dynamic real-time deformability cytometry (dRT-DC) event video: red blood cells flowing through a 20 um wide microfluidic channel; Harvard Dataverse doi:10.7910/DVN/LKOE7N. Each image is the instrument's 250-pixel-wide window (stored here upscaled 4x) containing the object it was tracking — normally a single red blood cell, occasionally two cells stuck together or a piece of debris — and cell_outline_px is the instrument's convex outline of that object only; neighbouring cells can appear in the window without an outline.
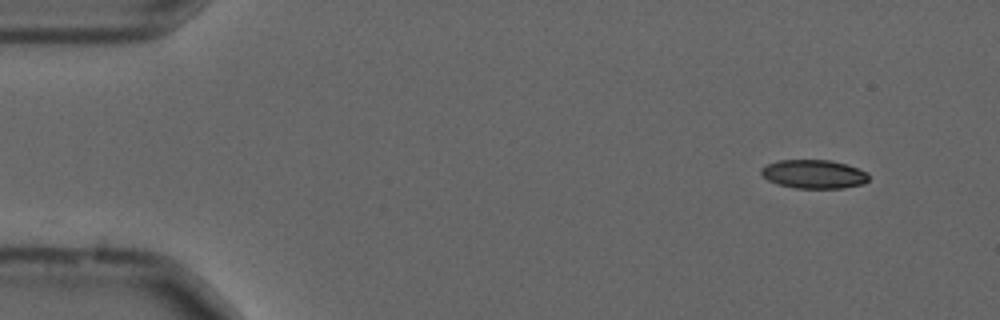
{"species": "common noctule bat (a hibernating species)", "species_latin": "Nyctalus noctula", "temperature_condition": "cold", "stored_images_in_passage": 51, "camera_frame_rate_fps": 3000, "um_per_image_px": 0.085, "animal": {"sex": "male", "forearm_length_mm": 52.5}, "frame": {"image": 1, "passage_image": 1, "time_ms": 0.0, "image_size_px": [1000, 320], "cell_outline_px": [[868, 180], [864, 184], [844, 188], [796, 188], [776, 184], [768, 180], [760, 172], [760, 168], [768, 164], [780, 160], [828, 160], [844, 164], [868, 172]], "centroid_in_image_um": [69.17, 14.81], "position_along_channel_um": 15.8, "area_um2": 17.92}}
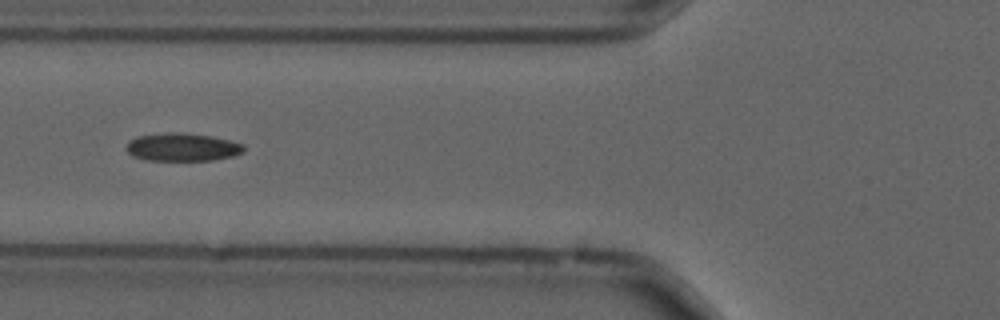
{"frame": {"image": 2, "passage_image": 17, "time_ms": 5.333, "image_size_px": [1000, 320], "cell_outline_px": [[244, 152], [232, 156], [212, 160], [148, 160], [132, 156], [124, 148], [128, 140], [136, 136], [164, 132], [180, 132], [212, 136], [244, 144]], "centroid_in_image_um": [15.45, 12.49], "position_along_channel_um": 110.4, "area_um2": 19.36}}
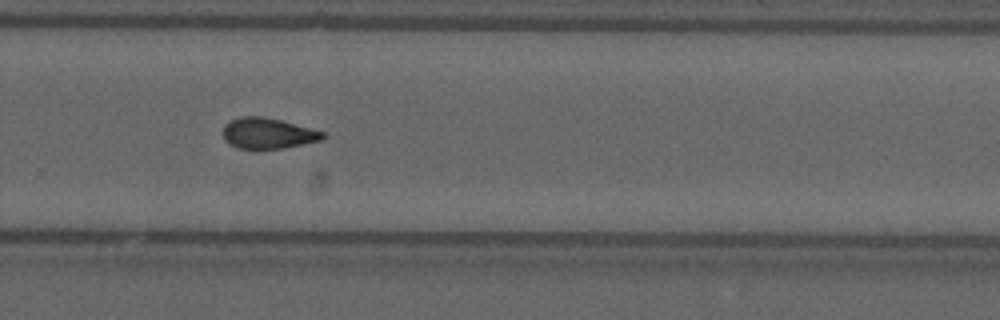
{"frame": {"image": 3, "passage_image": 33, "time_ms": 10.667, "image_size_px": [1000, 320], "cell_outline_px": [[324, 136], [320, 140], [284, 148], [236, 148], [228, 144], [224, 140], [224, 128], [232, 120], [240, 116], [260, 116], [280, 120], [324, 132]], "centroid_in_image_um": [22.74, 11.33], "position_along_channel_um": 307.1, "area_um2": 17.46}, "authors_computed_cell_mechanics": {"area_um2": 18.496, "velocity_mm_per_s": 3.6977, "shape_relaxation_time_tau1_ms": null, "shape_relaxation_time_tau2_ms": 2.5003, "deformation_change_tau1": null, "deformation_change_tau2": 0.0793}}